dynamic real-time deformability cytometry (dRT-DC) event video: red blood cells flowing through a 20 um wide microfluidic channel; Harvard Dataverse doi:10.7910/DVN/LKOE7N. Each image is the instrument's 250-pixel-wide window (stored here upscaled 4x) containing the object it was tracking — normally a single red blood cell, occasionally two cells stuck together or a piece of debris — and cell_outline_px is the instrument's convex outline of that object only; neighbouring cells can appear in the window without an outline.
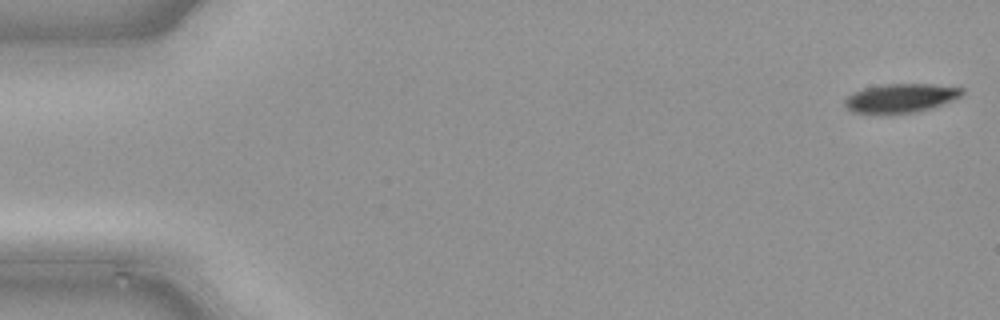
{"species": "common noctule bat (a hibernating species)", "species_latin": "Nyctalus noctula", "temperature_condition": "cold", "stored_images_in_passage": 48, "camera_frame_rate_fps": 3000, "um_per_image_px": 0.085, "animal": {"sex": "male", "body_mass_g": 21.5, "forearm_length_mm": 52.0}, "frame": {"image": 1, "passage_image": 1, "time_ms": 0.0, "image_size_px": [1000, 320], "cell_outline_px": [[964, 92], [960, 96], [952, 100], [928, 108], [912, 112], [852, 112], [844, 104], [844, 100], [852, 92], [864, 88], [880, 84], [932, 84], [964, 88]], "centroid_in_image_um": [76.54, 8.3], "position_along_channel_um": 8.5, "area_um2": 19.19}}
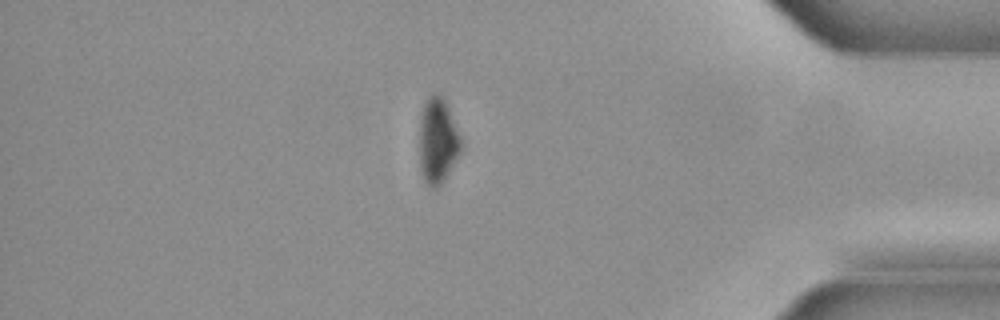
{"frame": {"image": 2, "passage_image": 41, "time_ms": 13.333, "image_size_px": [1000, 320], "cell_outline_px": [[460, 152], [444, 180], [436, 188], [432, 188], [424, 180], [420, 168], [420, 116], [424, 100], [432, 92], [436, 92], [444, 96], [460, 136]], "centroid_in_image_um": [37.18, 11.89], "position_along_channel_um": 398.0, "area_um2": 20.75}}
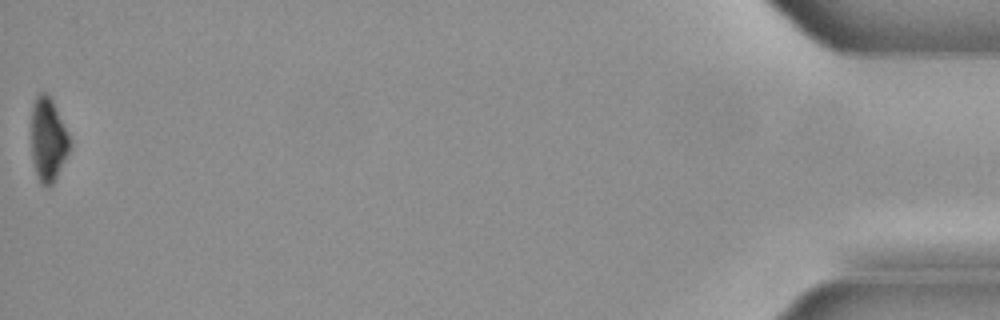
{"frame": {"image": 3, "passage_image": 48, "time_ms": 15.667, "image_size_px": [1000, 320], "cell_outline_px": [[72, 148], [52, 184], [48, 188], [40, 184], [32, 160], [32, 108], [36, 96], [40, 92], [44, 92], [52, 100], [72, 144]], "centroid_in_image_um": [4.1, 11.92], "position_along_channel_um": 431.1, "area_um2": 18.55}}